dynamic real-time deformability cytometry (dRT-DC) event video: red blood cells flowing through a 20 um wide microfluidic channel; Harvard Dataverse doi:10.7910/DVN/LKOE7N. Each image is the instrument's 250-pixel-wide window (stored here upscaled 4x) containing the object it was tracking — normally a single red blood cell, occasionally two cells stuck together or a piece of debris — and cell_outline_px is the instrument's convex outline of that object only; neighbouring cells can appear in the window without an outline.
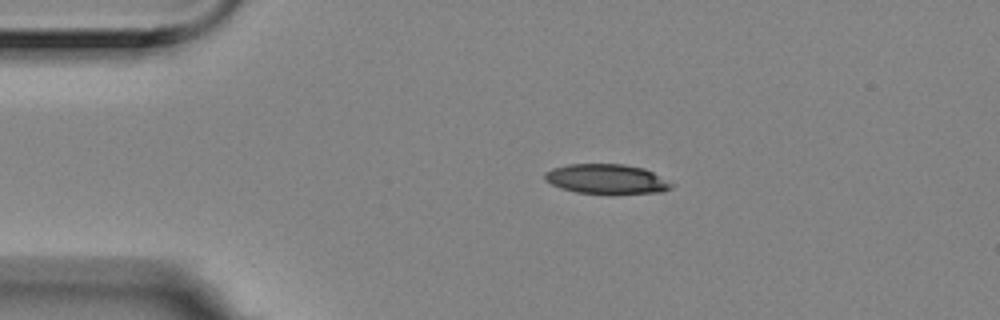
{"species": "Egyptian fruit bat (a non-hibernating species)", "species_latin": "Rousettus aegyptiacus", "temperature_condition": "room temperature", "stored_images_in_passage": 7, "camera_frame_rate_fps": 3000, "um_per_image_px": 0.085, "animal": {"sex": "female"}, "frame": {"image": 1, "passage_image": 1, "time_ms": 0.0, "image_size_px": [1000, 320], "cell_outline_px": [[672, 188], [660, 192], [576, 192], [560, 188], [544, 180], [544, 172], [552, 168], [568, 164], [624, 164], [644, 168], [652, 172], [672, 184]], "centroid_in_image_um": [51.48, 15.18], "position_along_channel_um": 33.5, "area_um2": 21.33}}
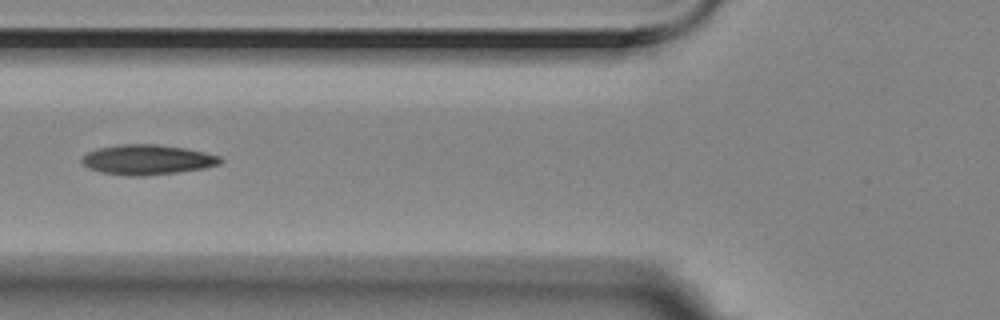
{"frame": {"image": 2, "passage_image": 4, "time_ms": 1.0, "image_size_px": [1000, 320], "cell_outline_px": [[224, 160], [220, 164], [204, 168], [180, 172], [144, 176], [124, 176], [100, 172], [88, 168], [80, 160], [88, 152], [100, 148], [120, 144], [156, 144], [184, 148], [204, 152], [220, 156]], "centroid_in_image_um": [12.53, 13.58], "position_along_channel_um": 113.3, "area_um2": 24.28}}
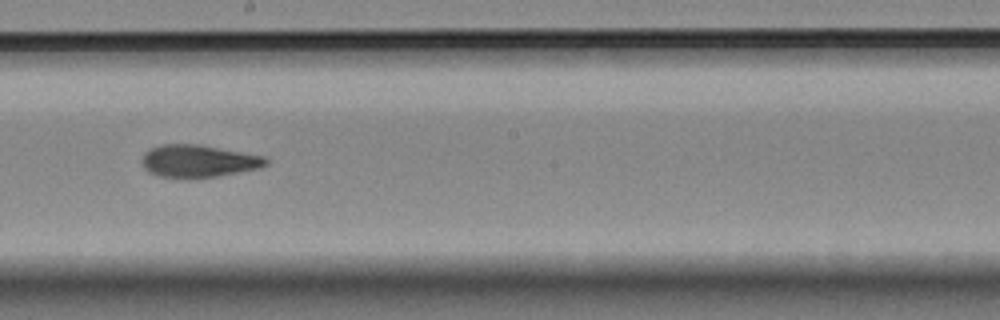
{"frame": {"image": 3, "passage_image": 7, "time_ms": 2.0, "image_size_px": [1000, 320], "cell_outline_px": [[268, 164], [260, 168], [216, 176], [160, 176], [148, 172], [144, 168], [140, 160], [144, 152], [148, 148], [160, 144], [200, 144], [264, 156], [268, 160]], "centroid_in_image_um": [16.83, 13.65], "position_along_channel_um": 231.4, "area_um2": 23.18}}